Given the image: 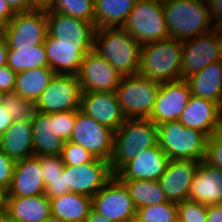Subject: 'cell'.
<instances>
[{
	"instance_id": "cell-1",
	"label": "cell",
	"mask_w": 222,
	"mask_h": 222,
	"mask_svg": "<svg viewBox=\"0 0 222 222\" xmlns=\"http://www.w3.org/2000/svg\"><path fill=\"white\" fill-rule=\"evenodd\" d=\"M163 9L170 38L184 42L214 29L207 0H167Z\"/></svg>"
},
{
	"instance_id": "cell-2",
	"label": "cell",
	"mask_w": 222,
	"mask_h": 222,
	"mask_svg": "<svg viewBox=\"0 0 222 222\" xmlns=\"http://www.w3.org/2000/svg\"><path fill=\"white\" fill-rule=\"evenodd\" d=\"M182 48L173 38L142 45L137 74L160 84L181 80Z\"/></svg>"
},
{
	"instance_id": "cell-3",
	"label": "cell",
	"mask_w": 222,
	"mask_h": 222,
	"mask_svg": "<svg viewBox=\"0 0 222 222\" xmlns=\"http://www.w3.org/2000/svg\"><path fill=\"white\" fill-rule=\"evenodd\" d=\"M141 45L123 27L96 28L94 51L105 58L121 76L135 75Z\"/></svg>"
},
{
	"instance_id": "cell-4",
	"label": "cell",
	"mask_w": 222,
	"mask_h": 222,
	"mask_svg": "<svg viewBox=\"0 0 222 222\" xmlns=\"http://www.w3.org/2000/svg\"><path fill=\"white\" fill-rule=\"evenodd\" d=\"M158 145L157 125L149 118H126L115 131L110 166L114 175L141 149Z\"/></svg>"
},
{
	"instance_id": "cell-5",
	"label": "cell",
	"mask_w": 222,
	"mask_h": 222,
	"mask_svg": "<svg viewBox=\"0 0 222 222\" xmlns=\"http://www.w3.org/2000/svg\"><path fill=\"white\" fill-rule=\"evenodd\" d=\"M158 145L171 160H204L208 137L179 121L157 125Z\"/></svg>"
},
{
	"instance_id": "cell-6",
	"label": "cell",
	"mask_w": 222,
	"mask_h": 222,
	"mask_svg": "<svg viewBox=\"0 0 222 222\" xmlns=\"http://www.w3.org/2000/svg\"><path fill=\"white\" fill-rule=\"evenodd\" d=\"M123 28L141 46L170 38L163 2L136 0Z\"/></svg>"
},
{
	"instance_id": "cell-7",
	"label": "cell",
	"mask_w": 222,
	"mask_h": 222,
	"mask_svg": "<svg viewBox=\"0 0 222 222\" xmlns=\"http://www.w3.org/2000/svg\"><path fill=\"white\" fill-rule=\"evenodd\" d=\"M161 84L140 74L122 76L116 89L126 118H150Z\"/></svg>"
},
{
	"instance_id": "cell-8",
	"label": "cell",
	"mask_w": 222,
	"mask_h": 222,
	"mask_svg": "<svg viewBox=\"0 0 222 222\" xmlns=\"http://www.w3.org/2000/svg\"><path fill=\"white\" fill-rule=\"evenodd\" d=\"M8 49L33 47L45 42L48 34L46 10L16 12L7 25L0 29Z\"/></svg>"
},
{
	"instance_id": "cell-9",
	"label": "cell",
	"mask_w": 222,
	"mask_h": 222,
	"mask_svg": "<svg viewBox=\"0 0 222 222\" xmlns=\"http://www.w3.org/2000/svg\"><path fill=\"white\" fill-rule=\"evenodd\" d=\"M81 94L78 76L55 74L35 106L37 111L49 114L80 110Z\"/></svg>"
},
{
	"instance_id": "cell-10",
	"label": "cell",
	"mask_w": 222,
	"mask_h": 222,
	"mask_svg": "<svg viewBox=\"0 0 222 222\" xmlns=\"http://www.w3.org/2000/svg\"><path fill=\"white\" fill-rule=\"evenodd\" d=\"M115 132L80 110H76V120L69 141L83 146L95 158L110 162L114 149Z\"/></svg>"
},
{
	"instance_id": "cell-11",
	"label": "cell",
	"mask_w": 222,
	"mask_h": 222,
	"mask_svg": "<svg viewBox=\"0 0 222 222\" xmlns=\"http://www.w3.org/2000/svg\"><path fill=\"white\" fill-rule=\"evenodd\" d=\"M92 209L112 222H129L135 219L137 210L128 188L116 176L92 197Z\"/></svg>"
},
{
	"instance_id": "cell-12",
	"label": "cell",
	"mask_w": 222,
	"mask_h": 222,
	"mask_svg": "<svg viewBox=\"0 0 222 222\" xmlns=\"http://www.w3.org/2000/svg\"><path fill=\"white\" fill-rule=\"evenodd\" d=\"M62 175H65V188L70 192L91 198L115 176L110 162L99 158L78 166L64 165Z\"/></svg>"
},
{
	"instance_id": "cell-13",
	"label": "cell",
	"mask_w": 222,
	"mask_h": 222,
	"mask_svg": "<svg viewBox=\"0 0 222 222\" xmlns=\"http://www.w3.org/2000/svg\"><path fill=\"white\" fill-rule=\"evenodd\" d=\"M182 43L181 79L222 60V38L214 29Z\"/></svg>"
},
{
	"instance_id": "cell-14",
	"label": "cell",
	"mask_w": 222,
	"mask_h": 222,
	"mask_svg": "<svg viewBox=\"0 0 222 222\" xmlns=\"http://www.w3.org/2000/svg\"><path fill=\"white\" fill-rule=\"evenodd\" d=\"M77 76L82 92L116 91L122 78L118 71L94 50L83 57Z\"/></svg>"
},
{
	"instance_id": "cell-15",
	"label": "cell",
	"mask_w": 222,
	"mask_h": 222,
	"mask_svg": "<svg viewBox=\"0 0 222 222\" xmlns=\"http://www.w3.org/2000/svg\"><path fill=\"white\" fill-rule=\"evenodd\" d=\"M48 35L58 44L94 47L96 27L92 22L46 10Z\"/></svg>"
},
{
	"instance_id": "cell-16",
	"label": "cell",
	"mask_w": 222,
	"mask_h": 222,
	"mask_svg": "<svg viewBox=\"0 0 222 222\" xmlns=\"http://www.w3.org/2000/svg\"><path fill=\"white\" fill-rule=\"evenodd\" d=\"M190 97L191 89L185 79L162 83L149 119L156 125L178 121Z\"/></svg>"
},
{
	"instance_id": "cell-17",
	"label": "cell",
	"mask_w": 222,
	"mask_h": 222,
	"mask_svg": "<svg viewBox=\"0 0 222 222\" xmlns=\"http://www.w3.org/2000/svg\"><path fill=\"white\" fill-rule=\"evenodd\" d=\"M80 111L114 132L126 120L116 91L82 92Z\"/></svg>"
},
{
	"instance_id": "cell-18",
	"label": "cell",
	"mask_w": 222,
	"mask_h": 222,
	"mask_svg": "<svg viewBox=\"0 0 222 222\" xmlns=\"http://www.w3.org/2000/svg\"><path fill=\"white\" fill-rule=\"evenodd\" d=\"M170 160L159 145L148 149H141L115 176L119 180L157 181L167 170Z\"/></svg>"
},
{
	"instance_id": "cell-19",
	"label": "cell",
	"mask_w": 222,
	"mask_h": 222,
	"mask_svg": "<svg viewBox=\"0 0 222 222\" xmlns=\"http://www.w3.org/2000/svg\"><path fill=\"white\" fill-rule=\"evenodd\" d=\"M199 163V160H170L167 170L158 180L168 201L189 200L190 185Z\"/></svg>"
},
{
	"instance_id": "cell-20",
	"label": "cell",
	"mask_w": 222,
	"mask_h": 222,
	"mask_svg": "<svg viewBox=\"0 0 222 222\" xmlns=\"http://www.w3.org/2000/svg\"><path fill=\"white\" fill-rule=\"evenodd\" d=\"M221 114L222 107L218 103L191 95L178 121L210 137L217 131Z\"/></svg>"
},
{
	"instance_id": "cell-21",
	"label": "cell",
	"mask_w": 222,
	"mask_h": 222,
	"mask_svg": "<svg viewBox=\"0 0 222 222\" xmlns=\"http://www.w3.org/2000/svg\"><path fill=\"white\" fill-rule=\"evenodd\" d=\"M40 156H31L15 162L8 196L30 197L45 194Z\"/></svg>"
},
{
	"instance_id": "cell-22",
	"label": "cell",
	"mask_w": 222,
	"mask_h": 222,
	"mask_svg": "<svg viewBox=\"0 0 222 222\" xmlns=\"http://www.w3.org/2000/svg\"><path fill=\"white\" fill-rule=\"evenodd\" d=\"M189 200L204 205L222 203V169L201 160L190 185Z\"/></svg>"
},
{
	"instance_id": "cell-23",
	"label": "cell",
	"mask_w": 222,
	"mask_h": 222,
	"mask_svg": "<svg viewBox=\"0 0 222 222\" xmlns=\"http://www.w3.org/2000/svg\"><path fill=\"white\" fill-rule=\"evenodd\" d=\"M48 67L55 74L75 75L80 70L83 57L94 50V47H78V45L58 44L57 39L47 34L44 42Z\"/></svg>"
},
{
	"instance_id": "cell-24",
	"label": "cell",
	"mask_w": 222,
	"mask_h": 222,
	"mask_svg": "<svg viewBox=\"0 0 222 222\" xmlns=\"http://www.w3.org/2000/svg\"><path fill=\"white\" fill-rule=\"evenodd\" d=\"M32 126L34 156L60 155L65 141L58 137L53 113L36 111Z\"/></svg>"
},
{
	"instance_id": "cell-25",
	"label": "cell",
	"mask_w": 222,
	"mask_h": 222,
	"mask_svg": "<svg viewBox=\"0 0 222 222\" xmlns=\"http://www.w3.org/2000/svg\"><path fill=\"white\" fill-rule=\"evenodd\" d=\"M0 149L15 162L34 156L32 122L13 121L0 136Z\"/></svg>"
},
{
	"instance_id": "cell-26",
	"label": "cell",
	"mask_w": 222,
	"mask_h": 222,
	"mask_svg": "<svg viewBox=\"0 0 222 222\" xmlns=\"http://www.w3.org/2000/svg\"><path fill=\"white\" fill-rule=\"evenodd\" d=\"M185 80L192 96L212 100L222 107V60L207 65Z\"/></svg>"
},
{
	"instance_id": "cell-27",
	"label": "cell",
	"mask_w": 222,
	"mask_h": 222,
	"mask_svg": "<svg viewBox=\"0 0 222 222\" xmlns=\"http://www.w3.org/2000/svg\"><path fill=\"white\" fill-rule=\"evenodd\" d=\"M5 212L20 222H43L51 216L50 199L45 194L8 196Z\"/></svg>"
},
{
	"instance_id": "cell-28",
	"label": "cell",
	"mask_w": 222,
	"mask_h": 222,
	"mask_svg": "<svg viewBox=\"0 0 222 222\" xmlns=\"http://www.w3.org/2000/svg\"><path fill=\"white\" fill-rule=\"evenodd\" d=\"M50 199L51 215L66 222H84L92 209V198L77 193H67Z\"/></svg>"
},
{
	"instance_id": "cell-29",
	"label": "cell",
	"mask_w": 222,
	"mask_h": 222,
	"mask_svg": "<svg viewBox=\"0 0 222 222\" xmlns=\"http://www.w3.org/2000/svg\"><path fill=\"white\" fill-rule=\"evenodd\" d=\"M136 0H94L96 28L123 27Z\"/></svg>"
},
{
	"instance_id": "cell-30",
	"label": "cell",
	"mask_w": 222,
	"mask_h": 222,
	"mask_svg": "<svg viewBox=\"0 0 222 222\" xmlns=\"http://www.w3.org/2000/svg\"><path fill=\"white\" fill-rule=\"evenodd\" d=\"M54 75L55 72L49 67H39L16 73L13 92L35 103Z\"/></svg>"
},
{
	"instance_id": "cell-31",
	"label": "cell",
	"mask_w": 222,
	"mask_h": 222,
	"mask_svg": "<svg viewBox=\"0 0 222 222\" xmlns=\"http://www.w3.org/2000/svg\"><path fill=\"white\" fill-rule=\"evenodd\" d=\"M128 188L136 209L145 206H155L168 199L157 181L153 180H120Z\"/></svg>"
},
{
	"instance_id": "cell-32",
	"label": "cell",
	"mask_w": 222,
	"mask_h": 222,
	"mask_svg": "<svg viewBox=\"0 0 222 222\" xmlns=\"http://www.w3.org/2000/svg\"><path fill=\"white\" fill-rule=\"evenodd\" d=\"M7 65L15 72L48 67L44 43L33 47L8 49Z\"/></svg>"
},
{
	"instance_id": "cell-33",
	"label": "cell",
	"mask_w": 222,
	"mask_h": 222,
	"mask_svg": "<svg viewBox=\"0 0 222 222\" xmlns=\"http://www.w3.org/2000/svg\"><path fill=\"white\" fill-rule=\"evenodd\" d=\"M2 103L13 121L32 122L36 114V106L32 100L22 98L20 95L10 92L3 94Z\"/></svg>"
},
{
	"instance_id": "cell-34",
	"label": "cell",
	"mask_w": 222,
	"mask_h": 222,
	"mask_svg": "<svg viewBox=\"0 0 222 222\" xmlns=\"http://www.w3.org/2000/svg\"><path fill=\"white\" fill-rule=\"evenodd\" d=\"M49 10L94 24V0H54Z\"/></svg>"
},
{
	"instance_id": "cell-35",
	"label": "cell",
	"mask_w": 222,
	"mask_h": 222,
	"mask_svg": "<svg viewBox=\"0 0 222 222\" xmlns=\"http://www.w3.org/2000/svg\"><path fill=\"white\" fill-rule=\"evenodd\" d=\"M139 222H178L177 203L167 201L155 206L140 207L136 210Z\"/></svg>"
},
{
	"instance_id": "cell-36",
	"label": "cell",
	"mask_w": 222,
	"mask_h": 222,
	"mask_svg": "<svg viewBox=\"0 0 222 222\" xmlns=\"http://www.w3.org/2000/svg\"><path fill=\"white\" fill-rule=\"evenodd\" d=\"M178 222H207V205L185 200L177 203Z\"/></svg>"
},
{
	"instance_id": "cell-37",
	"label": "cell",
	"mask_w": 222,
	"mask_h": 222,
	"mask_svg": "<svg viewBox=\"0 0 222 222\" xmlns=\"http://www.w3.org/2000/svg\"><path fill=\"white\" fill-rule=\"evenodd\" d=\"M60 156L64 165L72 166L90 163L95 159L83 146L71 141L64 143Z\"/></svg>"
},
{
	"instance_id": "cell-38",
	"label": "cell",
	"mask_w": 222,
	"mask_h": 222,
	"mask_svg": "<svg viewBox=\"0 0 222 222\" xmlns=\"http://www.w3.org/2000/svg\"><path fill=\"white\" fill-rule=\"evenodd\" d=\"M53 120H56L58 137L65 142L69 141L76 120V111L53 113Z\"/></svg>"
},
{
	"instance_id": "cell-39",
	"label": "cell",
	"mask_w": 222,
	"mask_h": 222,
	"mask_svg": "<svg viewBox=\"0 0 222 222\" xmlns=\"http://www.w3.org/2000/svg\"><path fill=\"white\" fill-rule=\"evenodd\" d=\"M204 160L210 165L222 169V138L216 132L207 139Z\"/></svg>"
},
{
	"instance_id": "cell-40",
	"label": "cell",
	"mask_w": 222,
	"mask_h": 222,
	"mask_svg": "<svg viewBox=\"0 0 222 222\" xmlns=\"http://www.w3.org/2000/svg\"><path fill=\"white\" fill-rule=\"evenodd\" d=\"M40 164L44 182H48V178H55L59 174H63L64 164L60 155L40 156Z\"/></svg>"
},
{
	"instance_id": "cell-41",
	"label": "cell",
	"mask_w": 222,
	"mask_h": 222,
	"mask_svg": "<svg viewBox=\"0 0 222 222\" xmlns=\"http://www.w3.org/2000/svg\"><path fill=\"white\" fill-rule=\"evenodd\" d=\"M15 161L0 149V186L9 190L12 182Z\"/></svg>"
},
{
	"instance_id": "cell-42",
	"label": "cell",
	"mask_w": 222,
	"mask_h": 222,
	"mask_svg": "<svg viewBox=\"0 0 222 222\" xmlns=\"http://www.w3.org/2000/svg\"><path fill=\"white\" fill-rule=\"evenodd\" d=\"M70 193L69 188H65V175L59 174L55 178H48L45 182V195L48 198L61 196Z\"/></svg>"
},
{
	"instance_id": "cell-43",
	"label": "cell",
	"mask_w": 222,
	"mask_h": 222,
	"mask_svg": "<svg viewBox=\"0 0 222 222\" xmlns=\"http://www.w3.org/2000/svg\"><path fill=\"white\" fill-rule=\"evenodd\" d=\"M16 82V73L8 66L0 67V91L10 93L14 91Z\"/></svg>"
},
{
	"instance_id": "cell-44",
	"label": "cell",
	"mask_w": 222,
	"mask_h": 222,
	"mask_svg": "<svg viewBox=\"0 0 222 222\" xmlns=\"http://www.w3.org/2000/svg\"><path fill=\"white\" fill-rule=\"evenodd\" d=\"M16 12L10 7L6 0H0V29L7 25Z\"/></svg>"
},
{
	"instance_id": "cell-45",
	"label": "cell",
	"mask_w": 222,
	"mask_h": 222,
	"mask_svg": "<svg viewBox=\"0 0 222 222\" xmlns=\"http://www.w3.org/2000/svg\"><path fill=\"white\" fill-rule=\"evenodd\" d=\"M209 16L213 24L222 18V0H207Z\"/></svg>"
},
{
	"instance_id": "cell-46",
	"label": "cell",
	"mask_w": 222,
	"mask_h": 222,
	"mask_svg": "<svg viewBox=\"0 0 222 222\" xmlns=\"http://www.w3.org/2000/svg\"><path fill=\"white\" fill-rule=\"evenodd\" d=\"M207 222H222V203L207 205Z\"/></svg>"
},
{
	"instance_id": "cell-47",
	"label": "cell",
	"mask_w": 222,
	"mask_h": 222,
	"mask_svg": "<svg viewBox=\"0 0 222 222\" xmlns=\"http://www.w3.org/2000/svg\"><path fill=\"white\" fill-rule=\"evenodd\" d=\"M5 105L0 103V136L10 127L13 123L11 115L7 113Z\"/></svg>"
},
{
	"instance_id": "cell-48",
	"label": "cell",
	"mask_w": 222,
	"mask_h": 222,
	"mask_svg": "<svg viewBox=\"0 0 222 222\" xmlns=\"http://www.w3.org/2000/svg\"><path fill=\"white\" fill-rule=\"evenodd\" d=\"M6 1L15 12H28L34 10L31 7L29 0H6Z\"/></svg>"
},
{
	"instance_id": "cell-49",
	"label": "cell",
	"mask_w": 222,
	"mask_h": 222,
	"mask_svg": "<svg viewBox=\"0 0 222 222\" xmlns=\"http://www.w3.org/2000/svg\"><path fill=\"white\" fill-rule=\"evenodd\" d=\"M31 7L35 10H49L54 0H29Z\"/></svg>"
},
{
	"instance_id": "cell-50",
	"label": "cell",
	"mask_w": 222,
	"mask_h": 222,
	"mask_svg": "<svg viewBox=\"0 0 222 222\" xmlns=\"http://www.w3.org/2000/svg\"><path fill=\"white\" fill-rule=\"evenodd\" d=\"M8 45L6 39L0 33V67L7 65Z\"/></svg>"
},
{
	"instance_id": "cell-51",
	"label": "cell",
	"mask_w": 222,
	"mask_h": 222,
	"mask_svg": "<svg viewBox=\"0 0 222 222\" xmlns=\"http://www.w3.org/2000/svg\"><path fill=\"white\" fill-rule=\"evenodd\" d=\"M84 222H112L110 219L102 214L95 212L93 209L90 210L87 218Z\"/></svg>"
},
{
	"instance_id": "cell-52",
	"label": "cell",
	"mask_w": 222,
	"mask_h": 222,
	"mask_svg": "<svg viewBox=\"0 0 222 222\" xmlns=\"http://www.w3.org/2000/svg\"><path fill=\"white\" fill-rule=\"evenodd\" d=\"M8 200V190L0 186V212L5 211Z\"/></svg>"
},
{
	"instance_id": "cell-53",
	"label": "cell",
	"mask_w": 222,
	"mask_h": 222,
	"mask_svg": "<svg viewBox=\"0 0 222 222\" xmlns=\"http://www.w3.org/2000/svg\"><path fill=\"white\" fill-rule=\"evenodd\" d=\"M0 222H20L16 218L10 216L7 212H0Z\"/></svg>"
},
{
	"instance_id": "cell-54",
	"label": "cell",
	"mask_w": 222,
	"mask_h": 222,
	"mask_svg": "<svg viewBox=\"0 0 222 222\" xmlns=\"http://www.w3.org/2000/svg\"><path fill=\"white\" fill-rule=\"evenodd\" d=\"M214 30L222 38V18L214 24Z\"/></svg>"
},
{
	"instance_id": "cell-55",
	"label": "cell",
	"mask_w": 222,
	"mask_h": 222,
	"mask_svg": "<svg viewBox=\"0 0 222 222\" xmlns=\"http://www.w3.org/2000/svg\"><path fill=\"white\" fill-rule=\"evenodd\" d=\"M43 222H66L62 219H59L58 217H54V216H50L49 218H47L46 220H44Z\"/></svg>"
},
{
	"instance_id": "cell-56",
	"label": "cell",
	"mask_w": 222,
	"mask_h": 222,
	"mask_svg": "<svg viewBox=\"0 0 222 222\" xmlns=\"http://www.w3.org/2000/svg\"><path fill=\"white\" fill-rule=\"evenodd\" d=\"M216 133L222 138V114L220 116V120L217 126V131Z\"/></svg>"
},
{
	"instance_id": "cell-57",
	"label": "cell",
	"mask_w": 222,
	"mask_h": 222,
	"mask_svg": "<svg viewBox=\"0 0 222 222\" xmlns=\"http://www.w3.org/2000/svg\"><path fill=\"white\" fill-rule=\"evenodd\" d=\"M3 93L0 91V103L2 102Z\"/></svg>"
},
{
	"instance_id": "cell-58",
	"label": "cell",
	"mask_w": 222,
	"mask_h": 222,
	"mask_svg": "<svg viewBox=\"0 0 222 222\" xmlns=\"http://www.w3.org/2000/svg\"><path fill=\"white\" fill-rule=\"evenodd\" d=\"M129 222H139L138 220H136V219H132L131 221H129Z\"/></svg>"
}]
</instances>
